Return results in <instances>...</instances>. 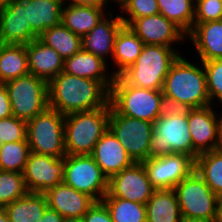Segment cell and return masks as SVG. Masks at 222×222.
Returning <instances> with one entry per match:
<instances>
[{
    "mask_svg": "<svg viewBox=\"0 0 222 222\" xmlns=\"http://www.w3.org/2000/svg\"><path fill=\"white\" fill-rule=\"evenodd\" d=\"M49 107L62 115L104 107L109 91L97 80L61 72L48 83Z\"/></svg>",
    "mask_w": 222,
    "mask_h": 222,
    "instance_id": "6da1fadb",
    "label": "cell"
},
{
    "mask_svg": "<svg viewBox=\"0 0 222 222\" xmlns=\"http://www.w3.org/2000/svg\"><path fill=\"white\" fill-rule=\"evenodd\" d=\"M181 54L165 77L163 94L192 108L211 105L203 63ZM191 60V61H190ZM197 62V63H195Z\"/></svg>",
    "mask_w": 222,
    "mask_h": 222,
    "instance_id": "7a4b0ae2",
    "label": "cell"
},
{
    "mask_svg": "<svg viewBox=\"0 0 222 222\" xmlns=\"http://www.w3.org/2000/svg\"><path fill=\"white\" fill-rule=\"evenodd\" d=\"M109 116V102L102 108L65 115L66 154H91L96 143L109 128Z\"/></svg>",
    "mask_w": 222,
    "mask_h": 222,
    "instance_id": "3957f363",
    "label": "cell"
},
{
    "mask_svg": "<svg viewBox=\"0 0 222 222\" xmlns=\"http://www.w3.org/2000/svg\"><path fill=\"white\" fill-rule=\"evenodd\" d=\"M181 52L163 45H144L137 60L120 76L135 87L162 90L165 77Z\"/></svg>",
    "mask_w": 222,
    "mask_h": 222,
    "instance_id": "277c9868",
    "label": "cell"
},
{
    "mask_svg": "<svg viewBox=\"0 0 222 222\" xmlns=\"http://www.w3.org/2000/svg\"><path fill=\"white\" fill-rule=\"evenodd\" d=\"M162 93V90L135 87L118 76L109 90V103L118 114L154 123L159 117Z\"/></svg>",
    "mask_w": 222,
    "mask_h": 222,
    "instance_id": "5b68a950",
    "label": "cell"
},
{
    "mask_svg": "<svg viewBox=\"0 0 222 222\" xmlns=\"http://www.w3.org/2000/svg\"><path fill=\"white\" fill-rule=\"evenodd\" d=\"M65 115L48 107L27 122L26 139L30 152L63 158Z\"/></svg>",
    "mask_w": 222,
    "mask_h": 222,
    "instance_id": "8992f818",
    "label": "cell"
},
{
    "mask_svg": "<svg viewBox=\"0 0 222 222\" xmlns=\"http://www.w3.org/2000/svg\"><path fill=\"white\" fill-rule=\"evenodd\" d=\"M186 154L194 160L199 153L193 148L188 114L158 117L153 123L149 158L170 154Z\"/></svg>",
    "mask_w": 222,
    "mask_h": 222,
    "instance_id": "52a82bcc",
    "label": "cell"
},
{
    "mask_svg": "<svg viewBox=\"0 0 222 222\" xmlns=\"http://www.w3.org/2000/svg\"><path fill=\"white\" fill-rule=\"evenodd\" d=\"M173 190L182 218L216 222L218 196L195 170Z\"/></svg>",
    "mask_w": 222,
    "mask_h": 222,
    "instance_id": "ba28073f",
    "label": "cell"
},
{
    "mask_svg": "<svg viewBox=\"0 0 222 222\" xmlns=\"http://www.w3.org/2000/svg\"><path fill=\"white\" fill-rule=\"evenodd\" d=\"M13 116L30 121L49 107L48 83L28 74L4 83Z\"/></svg>",
    "mask_w": 222,
    "mask_h": 222,
    "instance_id": "9c48e42d",
    "label": "cell"
},
{
    "mask_svg": "<svg viewBox=\"0 0 222 222\" xmlns=\"http://www.w3.org/2000/svg\"><path fill=\"white\" fill-rule=\"evenodd\" d=\"M63 182L101 202L108 191L109 179L90 154L65 155Z\"/></svg>",
    "mask_w": 222,
    "mask_h": 222,
    "instance_id": "30bf717a",
    "label": "cell"
},
{
    "mask_svg": "<svg viewBox=\"0 0 222 222\" xmlns=\"http://www.w3.org/2000/svg\"><path fill=\"white\" fill-rule=\"evenodd\" d=\"M109 129L134 162L149 158L153 123L118 114L110 106Z\"/></svg>",
    "mask_w": 222,
    "mask_h": 222,
    "instance_id": "8fae6325",
    "label": "cell"
},
{
    "mask_svg": "<svg viewBox=\"0 0 222 222\" xmlns=\"http://www.w3.org/2000/svg\"><path fill=\"white\" fill-rule=\"evenodd\" d=\"M155 190L143 163L134 162L109 178L108 191L103 198H121L146 204Z\"/></svg>",
    "mask_w": 222,
    "mask_h": 222,
    "instance_id": "7c38bea8",
    "label": "cell"
},
{
    "mask_svg": "<svg viewBox=\"0 0 222 222\" xmlns=\"http://www.w3.org/2000/svg\"><path fill=\"white\" fill-rule=\"evenodd\" d=\"M142 163L156 190L173 189L195 170V160L186 154L148 158Z\"/></svg>",
    "mask_w": 222,
    "mask_h": 222,
    "instance_id": "4fadbf2b",
    "label": "cell"
},
{
    "mask_svg": "<svg viewBox=\"0 0 222 222\" xmlns=\"http://www.w3.org/2000/svg\"><path fill=\"white\" fill-rule=\"evenodd\" d=\"M63 158L30 152L23 172L28 192L45 193L64 180Z\"/></svg>",
    "mask_w": 222,
    "mask_h": 222,
    "instance_id": "5bb4252c",
    "label": "cell"
},
{
    "mask_svg": "<svg viewBox=\"0 0 222 222\" xmlns=\"http://www.w3.org/2000/svg\"><path fill=\"white\" fill-rule=\"evenodd\" d=\"M128 26L145 45H163L176 49L174 46L180 44L178 48L182 49L180 46L187 41L186 34L160 13L134 19Z\"/></svg>",
    "mask_w": 222,
    "mask_h": 222,
    "instance_id": "9a60e30c",
    "label": "cell"
},
{
    "mask_svg": "<svg viewBox=\"0 0 222 222\" xmlns=\"http://www.w3.org/2000/svg\"><path fill=\"white\" fill-rule=\"evenodd\" d=\"M217 108L221 110L222 107L208 105L200 108H192L188 113V126L193 148L199 154L215 150L216 148L218 122L221 113Z\"/></svg>",
    "mask_w": 222,
    "mask_h": 222,
    "instance_id": "2e32d148",
    "label": "cell"
},
{
    "mask_svg": "<svg viewBox=\"0 0 222 222\" xmlns=\"http://www.w3.org/2000/svg\"><path fill=\"white\" fill-rule=\"evenodd\" d=\"M124 25L120 14L110 11L91 31L81 38L82 50L102 58L110 66L115 37Z\"/></svg>",
    "mask_w": 222,
    "mask_h": 222,
    "instance_id": "e0dca14e",
    "label": "cell"
},
{
    "mask_svg": "<svg viewBox=\"0 0 222 222\" xmlns=\"http://www.w3.org/2000/svg\"><path fill=\"white\" fill-rule=\"evenodd\" d=\"M37 38L27 22L25 5L20 0L0 7V43L26 45Z\"/></svg>",
    "mask_w": 222,
    "mask_h": 222,
    "instance_id": "ac0fdd59",
    "label": "cell"
},
{
    "mask_svg": "<svg viewBox=\"0 0 222 222\" xmlns=\"http://www.w3.org/2000/svg\"><path fill=\"white\" fill-rule=\"evenodd\" d=\"M90 155L108 179L134 163L109 128L96 143Z\"/></svg>",
    "mask_w": 222,
    "mask_h": 222,
    "instance_id": "d6986e66",
    "label": "cell"
},
{
    "mask_svg": "<svg viewBox=\"0 0 222 222\" xmlns=\"http://www.w3.org/2000/svg\"><path fill=\"white\" fill-rule=\"evenodd\" d=\"M186 39L191 40L188 43L194 46L192 51H197L191 57L195 56L201 62L222 59V20L193 23Z\"/></svg>",
    "mask_w": 222,
    "mask_h": 222,
    "instance_id": "ffe728a7",
    "label": "cell"
},
{
    "mask_svg": "<svg viewBox=\"0 0 222 222\" xmlns=\"http://www.w3.org/2000/svg\"><path fill=\"white\" fill-rule=\"evenodd\" d=\"M47 206L63 217H80L96 202L89 195L79 192L64 182L44 193Z\"/></svg>",
    "mask_w": 222,
    "mask_h": 222,
    "instance_id": "44dd1931",
    "label": "cell"
},
{
    "mask_svg": "<svg viewBox=\"0 0 222 222\" xmlns=\"http://www.w3.org/2000/svg\"><path fill=\"white\" fill-rule=\"evenodd\" d=\"M29 74L49 83L64 70V59L38 38L26 45Z\"/></svg>",
    "mask_w": 222,
    "mask_h": 222,
    "instance_id": "7402d4cb",
    "label": "cell"
},
{
    "mask_svg": "<svg viewBox=\"0 0 222 222\" xmlns=\"http://www.w3.org/2000/svg\"><path fill=\"white\" fill-rule=\"evenodd\" d=\"M110 73H109V71ZM65 73L99 81L108 91L114 80L109 65L102 58L80 50L64 60Z\"/></svg>",
    "mask_w": 222,
    "mask_h": 222,
    "instance_id": "603a6c76",
    "label": "cell"
},
{
    "mask_svg": "<svg viewBox=\"0 0 222 222\" xmlns=\"http://www.w3.org/2000/svg\"><path fill=\"white\" fill-rule=\"evenodd\" d=\"M144 42L131 30L129 26L123 25L114 41L112 64L109 69L114 77L120 76L139 57ZM112 67V68H111Z\"/></svg>",
    "mask_w": 222,
    "mask_h": 222,
    "instance_id": "cb8c5ba5",
    "label": "cell"
},
{
    "mask_svg": "<svg viewBox=\"0 0 222 222\" xmlns=\"http://www.w3.org/2000/svg\"><path fill=\"white\" fill-rule=\"evenodd\" d=\"M107 7H93L84 5L63 4L61 23L70 31L80 36H85L109 12Z\"/></svg>",
    "mask_w": 222,
    "mask_h": 222,
    "instance_id": "d4e9b609",
    "label": "cell"
},
{
    "mask_svg": "<svg viewBox=\"0 0 222 222\" xmlns=\"http://www.w3.org/2000/svg\"><path fill=\"white\" fill-rule=\"evenodd\" d=\"M26 9L27 22L39 37L46 29L61 23L63 3L59 0H20Z\"/></svg>",
    "mask_w": 222,
    "mask_h": 222,
    "instance_id": "484cf974",
    "label": "cell"
},
{
    "mask_svg": "<svg viewBox=\"0 0 222 222\" xmlns=\"http://www.w3.org/2000/svg\"><path fill=\"white\" fill-rule=\"evenodd\" d=\"M146 222H181L182 215L173 189L155 190L147 201Z\"/></svg>",
    "mask_w": 222,
    "mask_h": 222,
    "instance_id": "4316f807",
    "label": "cell"
},
{
    "mask_svg": "<svg viewBox=\"0 0 222 222\" xmlns=\"http://www.w3.org/2000/svg\"><path fill=\"white\" fill-rule=\"evenodd\" d=\"M28 74L26 46L0 43V84Z\"/></svg>",
    "mask_w": 222,
    "mask_h": 222,
    "instance_id": "83f0119b",
    "label": "cell"
},
{
    "mask_svg": "<svg viewBox=\"0 0 222 222\" xmlns=\"http://www.w3.org/2000/svg\"><path fill=\"white\" fill-rule=\"evenodd\" d=\"M44 193L28 192L5 206L10 222H38L47 208Z\"/></svg>",
    "mask_w": 222,
    "mask_h": 222,
    "instance_id": "f1b7e54d",
    "label": "cell"
},
{
    "mask_svg": "<svg viewBox=\"0 0 222 222\" xmlns=\"http://www.w3.org/2000/svg\"><path fill=\"white\" fill-rule=\"evenodd\" d=\"M38 39L57 51L64 60L82 49L81 37L62 23L46 29Z\"/></svg>",
    "mask_w": 222,
    "mask_h": 222,
    "instance_id": "f546056e",
    "label": "cell"
},
{
    "mask_svg": "<svg viewBox=\"0 0 222 222\" xmlns=\"http://www.w3.org/2000/svg\"><path fill=\"white\" fill-rule=\"evenodd\" d=\"M195 171L217 196L222 195V152L212 150L199 154Z\"/></svg>",
    "mask_w": 222,
    "mask_h": 222,
    "instance_id": "4dcf8cb0",
    "label": "cell"
},
{
    "mask_svg": "<svg viewBox=\"0 0 222 222\" xmlns=\"http://www.w3.org/2000/svg\"><path fill=\"white\" fill-rule=\"evenodd\" d=\"M159 13L178 26L186 35L195 17V0H157Z\"/></svg>",
    "mask_w": 222,
    "mask_h": 222,
    "instance_id": "1f68e13d",
    "label": "cell"
},
{
    "mask_svg": "<svg viewBox=\"0 0 222 222\" xmlns=\"http://www.w3.org/2000/svg\"><path fill=\"white\" fill-rule=\"evenodd\" d=\"M113 222H146V205L121 198H103Z\"/></svg>",
    "mask_w": 222,
    "mask_h": 222,
    "instance_id": "d6a6232c",
    "label": "cell"
},
{
    "mask_svg": "<svg viewBox=\"0 0 222 222\" xmlns=\"http://www.w3.org/2000/svg\"><path fill=\"white\" fill-rule=\"evenodd\" d=\"M29 154L27 141L4 143L0 150V170L23 173Z\"/></svg>",
    "mask_w": 222,
    "mask_h": 222,
    "instance_id": "836d02e7",
    "label": "cell"
},
{
    "mask_svg": "<svg viewBox=\"0 0 222 222\" xmlns=\"http://www.w3.org/2000/svg\"><path fill=\"white\" fill-rule=\"evenodd\" d=\"M27 193L23 173L0 170V206L5 207Z\"/></svg>",
    "mask_w": 222,
    "mask_h": 222,
    "instance_id": "e575fe53",
    "label": "cell"
},
{
    "mask_svg": "<svg viewBox=\"0 0 222 222\" xmlns=\"http://www.w3.org/2000/svg\"><path fill=\"white\" fill-rule=\"evenodd\" d=\"M117 8L121 13L120 18L126 26L134 19L159 13L157 0H124Z\"/></svg>",
    "mask_w": 222,
    "mask_h": 222,
    "instance_id": "d590c367",
    "label": "cell"
},
{
    "mask_svg": "<svg viewBox=\"0 0 222 222\" xmlns=\"http://www.w3.org/2000/svg\"><path fill=\"white\" fill-rule=\"evenodd\" d=\"M202 63L211 105L222 107V59H212Z\"/></svg>",
    "mask_w": 222,
    "mask_h": 222,
    "instance_id": "8d00e7d4",
    "label": "cell"
},
{
    "mask_svg": "<svg viewBox=\"0 0 222 222\" xmlns=\"http://www.w3.org/2000/svg\"><path fill=\"white\" fill-rule=\"evenodd\" d=\"M27 122L15 116L0 119V140L3 143L27 141Z\"/></svg>",
    "mask_w": 222,
    "mask_h": 222,
    "instance_id": "74e56055",
    "label": "cell"
},
{
    "mask_svg": "<svg viewBox=\"0 0 222 222\" xmlns=\"http://www.w3.org/2000/svg\"><path fill=\"white\" fill-rule=\"evenodd\" d=\"M222 20V0H195L194 23Z\"/></svg>",
    "mask_w": 222,
    "mask_h": 222,
    "instance_id": "f35d334b",
    "label": "cell"
},
{
    "mask_svg": "<svg viewBox=\"0 0 222 222\" xmlns=\"http://www.w3.org/2000/svg\"><path fill=\"white\" fill-rule=\"evenodd\" d=\"M190 107L182 102L174 100L172 97H169L162 93V98L159 103V117L165 116H185L189 113Z\"/></svg>",
    "mask_w": 222,
    "mask_h": 222,
    "instance_id": "ab89813d",
    "label": "cell"
},
{
    "mask_svg": "<svg viewBox=\"0 0 222 222\" xmlns=\"http://www.w3.org/2000/svg\"><path fill=\"white\" fill-rule=\"evenodd\" d=\"M83 222H113L110 213L102 202H95L83 215Z\"/></svg>",
    "mask_w": 222,
    "mask_h": 222,
    "instance_id": "60d3db41",
    "label": "cell"
},
{
    "mask_svg": "<svg viewBox=\"0 0 222 222\" xmlns=\"http://www.w3.org/2000/svg\"><path fill=\"white\" fill-rule=\"evenodd\" d=\"M13 116L9 95L4 84H0V119Z\"/></svg>",
    "mask_w": 222,
    "mask_h": 222,
    "instance_id": "b9f144b4",
    "label": "cell"
},
{
    "mask_svg": "<svg viewBox=\"0 0 222 222\" xmlns=\"http://www.w3.org/2000/svg\"><path fill=\"white\" fill-rule=\"evenodd\" d=\"M66 3L72 4V5L108 7V9H110L114 6V5H110L109 0H66ZM109 6H111V7H109Z\"/></svg>",
    "mask_w": 222,
    "mask_h": 222,
    "instance_id": "7bdbcfd3",
    "label": "cell"
},
{
    "mask_svg": "<svg viewBox=\"0 0 222 222\" xmlns=\"http://www.w3.org/2000/svg\"><path fill=\"white\" fill-rule=\"evenodd\" d=\"M63 219L64 217L60 215L57 211L47 207L38 222H63Z\"/></svg>",
    "mask_w": 222,
    "mask_h": 222,
    "instance_id": "ee69618b",
    "label": "cell"
},
{
    "mask_svg": "<svg viewBox=\"0 0 222 222\" xmlns=\"http://www.w3.org/2000/svg\"><path fill=\"white\" fill-rule=\"evenodd\" d=\"M215 150L222 152V110L218 122V141Z\"/></svg>",
    "mask_w": 222,
    "mask_h": 222,
    "instance_id": "f6af8a7d",
    "label": "cell"
},
{
    "mask_svg": "<svg viewBox=\"0 0 222 222\" xmlns=\"http://www.w3.org/2000/svg\"><path fill=\"white\" fill-rule=\"evenodd\" d=\"M216 222H222V195L217 198V217Z\"/></svg>",
    "mask_w": 222,
    "mask_h": 222,
    "instance_id": "bcb514c9",
    "label": "cell"
},
{
    "mask_svg": "<svg viewBox=\"0 0 222 222\" xmlns=\"http://www.w3.org/2000/svg\"><path fill=\"white\" fill-rule=\"evenodd\" d=\"M0 222H10L4 206H0Z\"/></svg>",
    "mask_w": 222,
    "mask_h": 222,
    "instance_id": "7dc6e473",
    "label": "cell"
},
{
    "mask_svg": "<svg viewBox=\"0 0 222 222\" xmlns=\"http://www.w3.org/2000/svg\"><path fill=\"white\" fill-rule=\"evenodd\" d=\"M63 222H83L80 217H64Z\"/></svg>",
    "mask_w": 222,
    "mask_h": 222,
    "instance_id": "c3c4849f",
    "label": "cell"
},
{
    "mask_svg": "<svg viewBox=\"0 0 222 222\" xmlns=\"http://www.w3.org/2000/svg\"><path fill=\"white\" fill-rule=\"evenodd\" d=\"M181 222H208V221L182 218Z\"/></svg>",
    "mask_w": 222,
    "mask_h": 222,
    "instance_id": "681fc988",
    "label": "cell"
},
{
    "mask_svg": "<svg viewBox=\"0 0 222 222\" xmlns=\"http://www.w3.org/2000/svg\"><path fill=\"white\" fill-rule=\"evenodd\" d=\"M13 1L17 0H0V7L12 3Z\"/></svg>",
    "mask_w": 222,
    "mask_h": 222,
    "instance_id": "f907efd6",
    "label": "cell"
},
{
    "mask_svg": "<svg viewBox=\"0 0 222 222\" xmlns=\"http://www.w3.org/2000/svg\"><path fill=\"white\" fill-rule=\"evenodd\" d=\"M109 1L111 5L114 3L118 7L124 0H109Z\"/></svg>",
    "mask_w": 222,
    "mask_h": 222,
    "instance_id": "816d5d0a",
    "label": "cell"
},
{
    "mask_svg": "<svg viewBox=\"0 0 222 222\" xmlns=\"http://www.w3.org/2000/svg\"><path fill=\"white\" fill-rule=\"evenodd\" d=\"M3 141L2 140H0V150H1V148H2V146H3Z\"/></svg>",
    "mask_w": 222,
    "mask_h": 222,
    "instance_id": "f5cc1de1",
    "label": "cell"
},
{
    "mask_svg": "<svg viewBox=\"0 0 222 222\" xmlns=\"http://www.w3.org/2000/svg\"><path fill=\"white\" fill-rule=\"evenodd\" d=\"M60 2H62L63 4H66V0H59Z\"/></svg>",
    "mask_w": 222,
    "mask_h": 222,
    "instance_id": "db71d44e",
    "label": "cell"
}]
</instances>
